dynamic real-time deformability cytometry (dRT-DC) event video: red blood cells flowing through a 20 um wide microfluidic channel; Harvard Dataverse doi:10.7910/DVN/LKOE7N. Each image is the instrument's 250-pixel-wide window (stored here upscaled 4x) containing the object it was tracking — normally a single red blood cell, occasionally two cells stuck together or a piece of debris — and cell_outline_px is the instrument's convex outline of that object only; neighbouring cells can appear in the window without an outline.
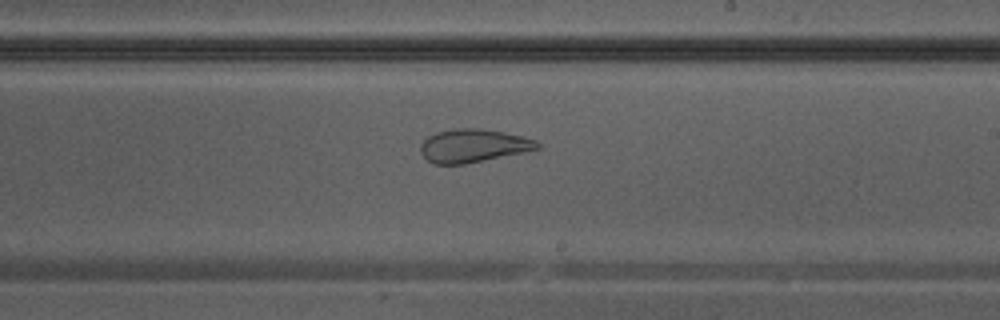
{"species": "Egyptian fruit bat (a non-hibernating species)", "species_latin": "Rousettus aegyptiacus", "temperature_condition": "warm", "stored_images_in_passage": 16, "camera_frame_rate_fps": 3000, "um_per_image_px": 0.085, "animal": {"sex": "male"}, "frame": {"image": 1, "passage_image": 12, "time_ms": 3.667, "image_size_px": [1000, 320], "cell_outline_px": [[540, 148], [524, 152], [464, 164], [436, 164], [428, 160], [420, 152], [420, 144], [428, 136], [436, 132], [456, 128], [480, 128], [504, 132], [524, 136], [536, 140], [540, 144]], "centroid_in_image_um": [40.23, 12.37], "position_along_channel_um": 248.8, "area_um2": 22.6}}